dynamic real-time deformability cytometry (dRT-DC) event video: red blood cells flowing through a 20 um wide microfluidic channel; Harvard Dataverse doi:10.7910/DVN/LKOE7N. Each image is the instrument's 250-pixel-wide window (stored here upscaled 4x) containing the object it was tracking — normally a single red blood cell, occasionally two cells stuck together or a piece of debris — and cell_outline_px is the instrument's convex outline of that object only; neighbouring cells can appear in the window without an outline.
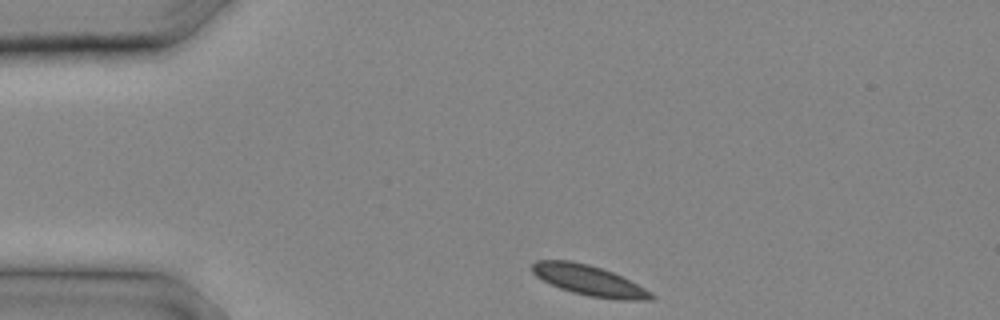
{"species": "common noctule bat (a hibernating species)", "species_latin": "Nyctalus noctula", "temperature_condition": "cold", "stored_images_in_passage": 15, "camera_frame_rate_fps": 3000, "um_per_image_px": 0.085, "animal": {"sex": "male", "body_mass_g": 20.4}, "frame": {"image": 1, "passage_image": 1, "time_ms": 0.0, "image_size_px": [1000, 320], "cell_outline_px": [[656, 296], [652, 300], [616, 300], [588, 296], [572, 292], [560, 288], [536, 276], [532, 272], [532, 264], [536, 260], [568, 260], [588, 264], [612, 272], [652, 292]], "centroid_in_image_um": [50.08, 23.85], "position_along_channel_um": 34.9, "area_um2": 20.87}}
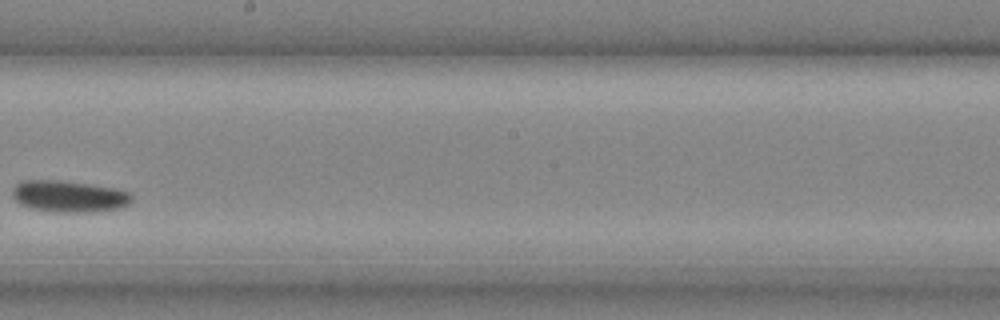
{"frame": {"image": 2, "passage_image": 11, "time_ms": 3.333, "image_size_px": [1000, 320], "cell_outline_px": [[132, 200], [128, 204], [120, 208], [92, 212], [48, 212], [28, 208], [20, 204], [12, 196], [12, 188], [16, 184], [24, 180], [60, 180], [92, 184], [116, 188], [128, 192], [132, 196]], "centroid_in_image_um": [5.84, 16.69], "position_along_channel_um": 242.4, "area_um2": 22.31}}
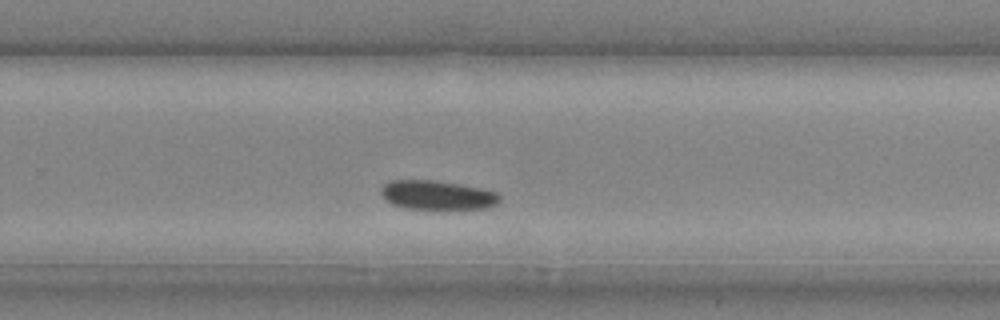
{"frame": {"image": 3, "passage_image": 13, "time_ms": 4.0, "image_size_px": [1000, 320], "cell_outline_px": [[500, 200], [496, 204], [488, 208], [448, 212], [432, 212], [404, 208], [392, 204], [380, 192], [380, 188], [384, 184], [392, 180], [436, 180], [460, 184], [480, 188], [496, 192], [500, 196]], "centroid_in_image_um": [37.2, 16.65], "position_along_channel_um": 292.6, "area_um2": 21.33}}